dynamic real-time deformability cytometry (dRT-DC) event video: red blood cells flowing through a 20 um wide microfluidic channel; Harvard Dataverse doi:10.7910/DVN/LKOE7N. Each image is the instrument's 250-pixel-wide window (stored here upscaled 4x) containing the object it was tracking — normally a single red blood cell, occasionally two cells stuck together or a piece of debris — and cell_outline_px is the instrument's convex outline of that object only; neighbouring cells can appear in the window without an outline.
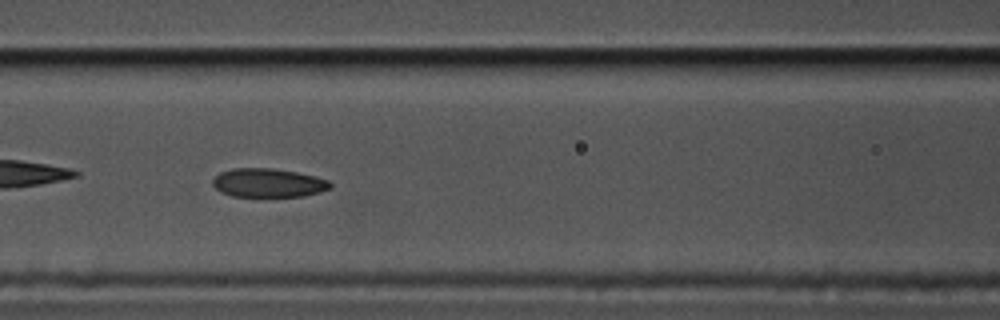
{"species": "common noctule bat (a hibernating species)", "species_latin": "Nyctalus noctula", "temperature_condition": "cold", "stored_images_in_passage": 58, "camera_frame_rate_fps": 3000, "um_per_image_px": 0.085, "animal": {"sex": "male", "body_mass_g": 17.5, "forearm_length_mm": 52.3}, "frame": {"image": 1, "passage_image": 25, "time_ms": 8.0, "image_size_px": [1000, 320], "cell_outline_px": [[332, 188], [320, 192], [304, 196], [232, 196], [220, 192], [212, 184], [212, 180], [220, 172], [232, 168], [272, 168], [296, 172], [316, 176], [328, 180], [332, 184]], "centroid_in_image_um": [22.81, 15.54], "position_along_channel_um": 143.8, "area_um2": 19.77}}
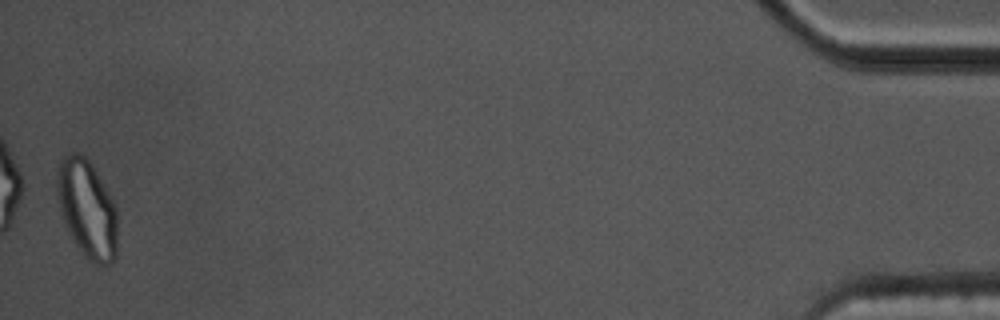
{"frame": {"image": 2, "passage_image": 58, "time_ms": 19.0, "image_size_px": [1000, 320], "cell_outline_px": [[116, 260], [112, 264], [96, 264], [88, 260], [84, 256], [72, 240], [64, 224], [60, 212], [56, 196], [56, 168], [60, 160], [68, 152], [80, 152], [88, 160], [112, 200], [116, 208]], "centroid_in_image_um": [7.35, 17.76], "position_along_channel_um": 427.9, "area_um2": 34.74}, "authors_computed_cell_mechanics": {"area_um2": 20.6346, "velocity_mm_per_s": 3.4206, "shape_relaxation_time_tau1_ms": 9.0242, "shape_relaxation_time_tau2_ms": 2.6399, "deformation_change_tau1": 0.1923, "deformation_change_tau2": 0.0689}}